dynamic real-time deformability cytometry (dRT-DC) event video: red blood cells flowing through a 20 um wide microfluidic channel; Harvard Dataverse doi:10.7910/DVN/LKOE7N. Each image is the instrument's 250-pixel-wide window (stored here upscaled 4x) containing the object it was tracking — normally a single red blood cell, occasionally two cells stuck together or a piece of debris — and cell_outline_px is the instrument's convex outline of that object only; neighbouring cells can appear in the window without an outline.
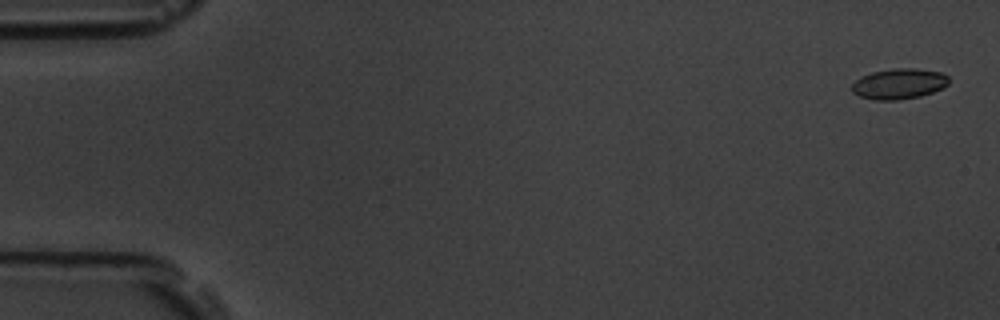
{"species": "common noctule bat (a hibernating species)", "species_latin": "Nyctalus noctula", "temperature_condition": "room temperature", "stored_images_in_passage": 5, "camera_frame_rate_fps": 3000, "um_per_image_px": 0.085, "animal": {"sex": "male", "body_mass_g": 19.5, "forearm_length_mm": 54.6}, "frame": {"image": 1, "passage_image": 1, "time_ms": 0.0, "image_size_px": [1000, 320], "cell_outline_px": [[948, 84], [944, 88], [920, 96], [896, 100], [876, 100], [860, 96], [852, 92], [852, 84], [856, 80], [872, 72], [892, 68], [916, 68], [940, 72], [948, 76]], "centroid_in_image_um": [76.43, 7.12], "position_along_channel_um": 8.6, "area_um2": 17.17}}
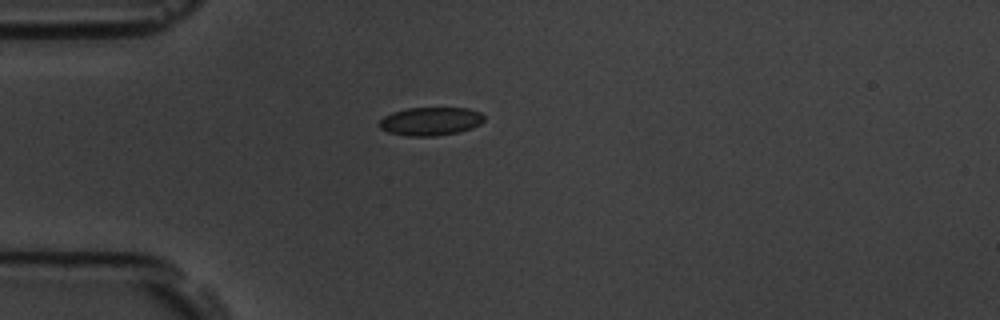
{"frame": {"image": 2, "passage_image": 5, "time_ms": 1.333, "image_size_px": [1000, 320], "cell_outline_px": [[484, 120], [480, 124], [472, 128], [460, 132], [436, 136], [408, 136], [388, 132], [380, 128], [376, 124], [384, 116], [392, 112], [408, 108], [468, 108], [480, 112], [484, 116]], "centroid_in_image_um": [36.58, 10.31], "position_along_channel_um": 48.4, "area_um2": 17.46}}